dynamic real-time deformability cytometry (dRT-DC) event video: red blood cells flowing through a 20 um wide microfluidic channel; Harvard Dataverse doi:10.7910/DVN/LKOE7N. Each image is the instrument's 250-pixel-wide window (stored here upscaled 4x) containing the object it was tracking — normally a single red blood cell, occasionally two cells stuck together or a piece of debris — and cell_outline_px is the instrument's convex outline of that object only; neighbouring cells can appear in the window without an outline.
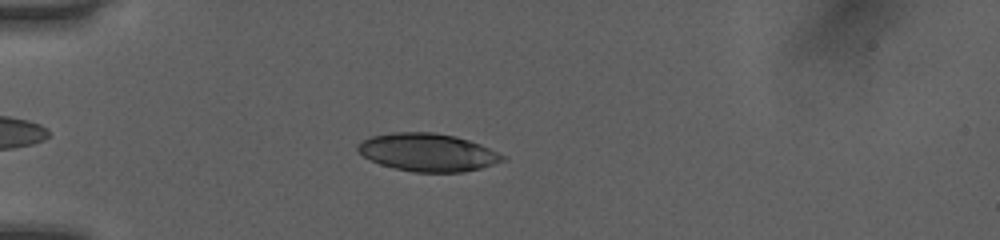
{"species": "human", "species_latin": "Homo sapiens", "temperature_condition": "room temperature", "stored_images_in_passage": 39, "camera_frame_rate_fps": 3000, "um_per_image_px": 0.085, "donor": {"sex": "female"}, "frame": {"image": 1, "passage_image": 7, "time_ms": 2.0, "image_size_px": [1000, 240], "cell_outline_px": [[508, 160], [480, 168], [464, 172], [412, 172], [380, 164], [364, 156], [356, 148], [356, 144], [360, 140], [372, 136], [392, 132], [432, 132], [456, 136], [480, 144], [508, 156]], "centroid_in_image_um": [36.39, 12.94], "position_along_channel_um": 48.6, "area_um2": 32.14}}
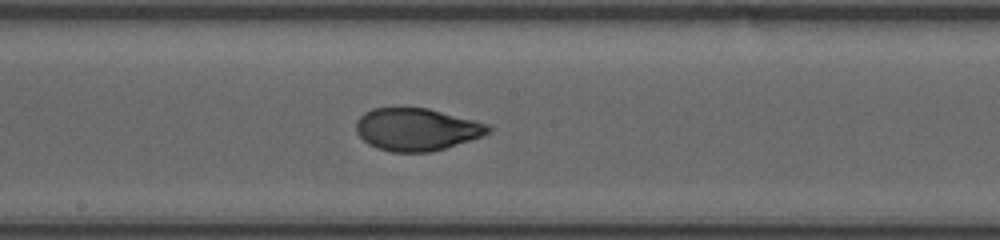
{"frame": {"image": 2, "passage_image": 21, "time_ms": 6.667, "image_size_px": [1000, 240], "cell_outline_px": [[492, 132], [432, 152], [392, 152], [376, 148], [368, 144], [356, 132], [356, 120], [364, 112], [372, 108], [428, 108], [492, 124]], "centroid_in_image_um": [35.42, 10.99], "position_along_channel_um": 212.8, "area_um2": 32.83}}
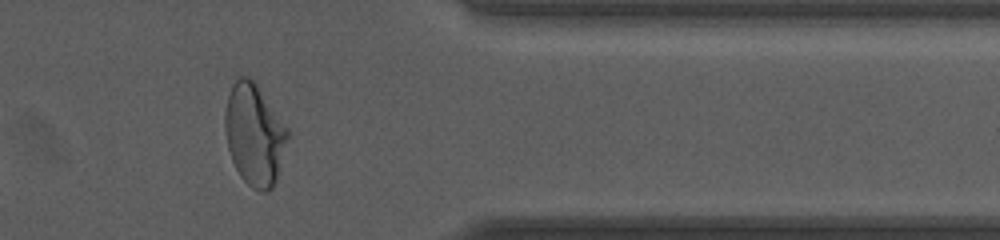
{"frame": {"image": 3, "passage_image": 35, "time_ms": 11.333, "image_size_px": [1000, 240], "cell_outline_px": [[288, 136], [276, 180], [272, 188], [268, 192], [260, 192], [252, 188], [240, 176], [232, 160], [228, 148], [224, 128], [224, 112], [228, 96], [232, 84], [236, 76], [248, 76], [256, 84], [288, 128]], "centroid_in_image_um": [21.6, 11.43], "position_along_channel_um": 389.8, "area_um2": 36.88}, "authors_computed_cell_mechanics": {"area_um2": 33.235, "velocity_mm_per_s": 4.0448, "shape_relaxation_time_tau1_ms": 4.6988, "shape_relaxation_time_tau2_ms": 0.7438, "deformation_change_tau1": 0.1699, "deformation_change_tau2": 0.0552}}